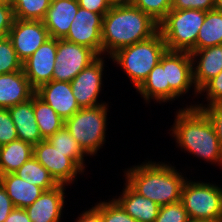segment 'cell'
Listing matches in <instances>:
<instances>
[{"instance_id": "obj_17", "label": "cell", "mask_w": 222, "mask_h": 222, "mask_svg": "<svg viewBox=\"0 0 222 222\" xmlns=\"http://www.w3.org/2000/svg\"><path fill=\"white\" fill-rule=\"evenodd\" d=\"M79 9L77 0H51L43 20L50 38L63 39Z\"/></svg>"}, {"instance_id": "obj_3", "label": "cell", "mask_w": 222, "mask_h": 222, "mask_svg": "<svg viewBox=\"0 0 222 222\" xmlns=\"http://www.w3.org/2000/svg\"><path fill=\"white\" fill-rule=\"evenodd\" d=\"M125 172L126 182L137 193L159 206L181 201L182 187L186 179L175 167L163 162L158 164L148 161Z\"/></svg>"}, {"instance_id": "obj_20", "label": "cell", "mask_w": 222, "mask_h": 222, "mask_svg": "<svg viewBox=\"0 0 222 222\" xmlns=\"http://www.w3.org/2000/svg\"><path fill=\"white\" fill-rule=\"evenodd\" d=\"M8 110L17 130L18 139L33 146L44 140L34 114V95L25 102L9 107Z\"/></svg>"}, {"instance_id": "obj_42", "label": "cell", "mask_w": 222, "mask_h": 222, "mask_svg": "<svg viewBox=\"0 0 222 222\" xmlns=\"http://www.w3.org/2000/svg\"><path fill=\"white\" fill-rule=\"evenodd\" d=\"M76 222H102L101 214L92 207L78 217Z\"/></svg>"}, {"instance_id": "obj_36", "label": "cell", "mask_w": 222, "mask_h": 222, "mask_svg": "<svg viewBox=\"0 0 222 222\" xmlns=\"http://www.w3.org/2000/svg\"><path fill=\"white\" fill-rule=\"evenodd\" d=\"M206 92L208 105L222 101V71L214 78L209 80L200 90L199 93Z\"/></svg>"}, {"instance_id": "obj_39", "label": "cell", "mask_w": 222, "mask_h": 222, "mask_svg": "<svg viewBox=\"0 0 222 222\" xmlns=\"http://www.w3.org/2000/svg\"><path fill=\"white\" fill-rule=\"evenodd\" d=\"M79 7L104 16L112 7L108 0H77Z\"/></svg>"}, {"instance_id": "obj_6", "label": "cell", "mask_w": 222, "mask_h": 222, "mask_svg": "<svg viewBox=\"0 0 222 222\" xmlns=\"http://www.w3.org/2000/svg\"><path fill=\"white\" fill-rule=\"evenodd\" d=\"M107 104L80 108L65 120V127L86 154L95 155L105 140Z\"/></svg>"}, {"instance_id": "obj_29", "label": "cell", "mask_w": 222, "mask_h": 222, "mask_svg": "<svg viewBox=\"0 0 222 222\" xmlns=\"http://www.w3.org/2000/svg\"><path fill=\"white\" fill-rule=\"evenodd\" d=\"M51 0H12L14 17L19 20L43 21Z\"/></svg>"}, {"instance_id": "obj_38", "label": "cell", "mask_w": 222, "mask_h": 222, "mask_svg": "<svg viewBox=\"0 0 222 222\" xmlns=\"http://www.w3.org/2000/svg\"><path fill=\"white\" fill-rule=\"evenodd\" d=\"M15 20L11 4H0V38L8 36Z\"/></svg>"}, {"instance_id": "obj_9", "label": "cell", "mask_w": 222, "mask_h": 222, "mask_svg": "<svg viewBox=\"0 0 222 222\" xmlns=\"http://www.w3.org/2000/svg\"><path fill=\"white\" fill-rule=\"evenodd\" d=\"M33 157L42 164L58 184H71L77 173L83 170L67 156L55 148L48 140L33 146Z\"/></svg>"}, {"instance_id": "obj_30", "label": "cell", "mask_w": 222, "mask_h": 222, "mask_svg": "<svg viewBox=\"0 0 222 222\" xmlns=\"http://www.w3.org/2000/svg\"><path fill=\"white\" fill-rule=\"evenodd\" d=\"M22 70V62L7 37L0 38V74H7Z\"/></svg>"}, {"instance_id": "obj_22", "label": "cell", "mask_w": 222, "mask_h": 222, "mask_svg": "<svg viewBox=\"0 0 222 222\" xmlns=\"http://www.w3.org/2000/svg\"><path fill=\"white\" fill-rule=\"evenodd\" d=\"M0 183L17 208H26L44 192L41 187L26 182L15 173L0 175Z\"/></svg>"}, {"instance_id": "obj_46", "label": "cell", "mask_w": 222, "mask_h": 222, "mask_svg": "<svg viewBox=\"0 0 222 222\" xmlns=\"http://www.w3.org/2000/svg\"><path fill=\"white\" fill-rule=\"evenodd\" d=\"M108 2L113 5H120V0H108Z\"/></svg>"}, {"instance_id": "obj_4", "label": "cell", "mask_w": 222, "mask_h": 222, "mask_svg": "<svg viewBox=\"0 0 222 222\" xmlns=\"http://www.w3.org/2000/svg\"><path fill=\"white\" fill-rule=\"evenodd\" d=\"M166 44L158 31L151 38L123 47L109 58L117 62L137 89L166 52Z\"/></svg>"}, {"instance_id": "obj_37", "label": "cell", "mask_w": 222, "mask_h": 222, "mask_svg": "<svg viewBox=\"0 0 222 222\" xmlns=\"http://www.w3.org/2000/svg\"><path fill=\"white\" fill-rule=\"evenodd\" d=\"M185 9L212 10L214 9V0H172L171 10Z\"/></svg>"}, {"instance_id": "obj_34", "label": "cell", "mask_w": 222, "mask_h": 222, "mask_svg": "<svg viewBox=\"0 0 222 222\" xmlns=\"http://www.w3.org/2000/svg\"><path fill=\"white\" fill-rule=\"evenodd\" d=\"M17 139V130L8 108H0V144L5 145Z\"/></svg>"}, {"instance_id": "obj_2", "label": "cell", "mask_w": 222, "mask_h": 222, "mask_svg": "<svg viewBox=\"0 0 222 222\" xmlns=\"http://www.w3.org/2000/svg\"><path fill=\"white\" fill-rule=\"evenodd\" d=\"M179 146L211 163L222 166V146L207 115L193 105L179 110L172 128Z\"/></svg>"}, {"instance_id": "obj_5", "label": "cell", "mask_w": 222, "mask_h": 222, "mask_svg": "<svg viewBox=\"0 0 222 222\" xmlns=\"http://www.w3.org/2000/svg\"><path fill=\"white\" fill-rule=\"evenodd\" d=\"M207 11L199 9L170 10L158 24L169 51L191 52Z\"/></svg>"}, {"instance_id": "obj_11", "label": "cell", "mask_w": 222, "mask_h": 222, "mask_svg": "<svg viewBox=\"0 0 222 222\" xmlns=\"http://www.w3.org/2000/svg\"><path fill=\"white\" fill-rule=\"evenodd\" d=\"M103 16L79 7L68 34L63 38L69 42L84 45L102 54Z\"/></svg>"}, {"instance_id": "obj_32", "label": "cell", "mask_w": 222, "mask_h": 222, "mask_svg": "<svg viewBox=\"0 0 222 222\" xmlns=\"http://www.w3.org/2000/svg\"><path fill=\"white\" fill-rule=\"evenodd\" d=\"M133 6L148 14L159 24L171 10L172 0H137Z\"/></svg>"}, {"instance_id": "obj_19", "label": "cell", "mask_w": 222, "mask_h": 222, "mask_svg": "<svg viewBox=\"0 0 222 222\" xmlns=\"http://www.w3.org/2000/svg\"><path fill=\"white\" fill-rule=\"evenodd\" d=\"M36 90L23 70L0 74V108H9L32 98Z\"/></svg>"}, {"instance_id": "obj_35", "label": "cell", "mask_w": 222, "mask_h": 222, "mask_svg": "<svg viewBox=\"0 0 222 222\" xmlns=\"http://www.w3.org/2000/svg\"><path fill=\"white\" fill-rule=\"evenodd\" d=\"M194 107L201 109L207 115L222 146V101L208 106L197 104Z\"/></svg>"}, {"instance_id": "obj_40", "label": "cell", "mask_w": 222, "mask_h": 222, "mask_svg": "<svg viewBox=\"0 0 222 222\" xmlns=\"http://www.w3.org/2000/svg\"><path fill=\"white\" fill-rule=\"evenodd\" d=\"M14 208L15 207L6 193L5 188L0 183V222H5L8 215Z\"/></svg>"}, {"instance_id": "obj_45", "label": "cell", "mask_w": 222, "mask_h": 222, "mask_svg": "<svg viewBox=\"0 0 222 222\" xmlns=\"http://www.w3.org/2000/svg\"><path fill=\"white\" fill-rule=\"evenodd\" d=\"M188 222H215V221L203 220V219H189Z\"/></svg>"}, {"instance_id": "obj_8", "label": "cell", "mask_w": 222, "mask_h": 222, "mask_svg": "<svg viewBox=\"0 0 222 222\" xmlns=\"http://www.w3.org/2000/svg\"><path fill=\"white\" fill-rule=\"evenodd\" d=\"M98 57L99 55L89 47L65 39H57L56 63L52 80L71 82Z\"/></svg>"}, {"instance_id": "obj_31", "label": "cell", "mask_w": 222, "mask_h": 222, "mask_svg": "<svg viewBox=\"0 0 222 222\" xmlns=\"http://www.w3.org/2000/svg\"><path fill=\"white\" fill-rule=\"evenodd\" d=\"M94 208L101 214L102 222H137L115 199L100 202Z\"/></svg>"}, {"instance_id": "obj_25", "label": "cell", "mask_w": 222, "mask_h": 222, "mask_svg": "<svg viewBox=\"0 0 222 222\" xmlns=\"http://www.w3.org/2000/svg\"><path fill=\"white\" fill-rule=\"evenodd\" d=\"M34 114L40 134L44 140L53 136L65 125V120L36 93L34 94Z\"/></svg>"}, {"instance_id": "obj_24", "label": "cell", "mask_w": 222, "mask_h": 222, "mask_svg": "<svg viewBox=\"0 0 222 222\" xmlns=\"http://www.w3.org/2000/svg\"><path fill=\"white\" fill-rule=\"evenodd\" d=\"M33 156V145L20 139L1 146L0 175L14 173Z\"/></svg>"}, {"instance_id": "obj_28", "label": "cell", "mask_w": 222, "mask_h": 222, "mask_svg": "<svg viewBox=\"0 0 222 222\" xmlns=\"http://www.w3.org/2000/svg\"><path fill=\"white\" fill-rule=\"evenodd\" d=\"M55 148L63 153H67V156L71 158L82 170H84V156L87 155L80 147L78 142L69 133L64 126L58 130L53 136L47 139Z\"/></svg>"}, {"instance_id": "obj_44", "label": "cell", "mask_w": 222, "mask_h": 222, "mask_svg": "<svg viewBox=\"0 0 222 222\" xmlns=\"http://www.w3.org/2000/svg\"><path fill=\"white\" fill-rule=\"evenodd\" d=\"M137 0H120V5H133Z\"/></svg>"}, {"instance_id": "obj_18", "label": "cell", "mask_w": 222, "mask_h": 222, "mask_svg": "<svg viewBox=\"0 0 222 222\" xmlns=\"http://www.w3.org/2000/svg\"><path fill=\"white\" fill-rule=\"evenodd\" d=\"M190 54L193 62L194 85L199 91L222 71V44L191 51ZM195 58H198L197 61ZM196 62L197 66H195Z\"/></svg>"}, {"instance_id": "obj_13", "label": "cell", "mask_w": 222, "mask_h": 222, "mask_svg": "<svg viewBox=\"0 0 222 222\" xmlns=\"http://www.w3.org/2000/svg\"><path fill=\"white\" fill-rule=\"evenodd\" d=\"M56 53L57 39L50 38L22 63V70L35 90L52 81Z\"/></svg>"}, {"instance_id": "obj_41", "label": "cell", "mask_w": 222, "mask_h": 222, "mask_svg": "<svg viewBox=\"0 0 222 222\" xmlns=\"http://www.w3.org/2000/svg\"><path fill=\"white\" fill-rule=\"evenodd\" d=\"M5 222H31L25 208L15 207L8 215Z\"/></svg>"}, {"instance_id": "obj_23", "label": "cell", "mask_w": 222, "mask_h": 222, "mask_svg": "<svg viewBox=\"0 0 222 222\" xmlns=\"http://www.w3.org/2000/svg\"><path fill=\"white\" fill-rule=\"evenodd\" d=\"M137 91L142 95L144 100L150 101L155 99L157 102L172 101L178 96L170 89V86H165V69H163V55L157 65L150 71L147 78L137 88Z\"/></svg>"}, {"instance_id": "obj_21", "label": "cell", "mask_w": 222, "mask_h": 222, "mask_svg": "<svg viewBox=\"0 0 222 222\" xmlns=\"http://www.w3.org/2000/svg\"><path fill=\"white\" fill-rule=\"evenodd\" d=\"M137 222H154L160 206L137 193L127 182L121 197L115 199Z\"/></svg>"}, {"instance_id": "obj_16", "label": "cell", "mask_w": 222, "mask_h": 222, "mask_svg": "<svg viewBox=\"0 0 222 222\" xmlns=\"http://www.w3.org/2000/svg\"><path fill=\"white\" fill-rule=\"evenodd\" d=\"M64 186L59 184L44 191L31 205L25 208L31 222H59L64 208Z\"/></svg>"}, {"instance_id": "obj_15", "label": "cell", "mask_w": 222, "mask_h": 222, "mask_svg": "<svg viewBox=\"0 0 222 222\" xmlns=\"http://www.w3.org/2000/svg\"><path fill=\"white\" fill-rule=\"evenodd\" d=\"M36 94L63 120L70 118L80 109L72 93L70 82L52 80L36 89Z\"/></svg>"}, {"instance_id": "obj_33", "label": "cell", "mask_w": 222, "mask_h": 222, "mask_svg": "<svg viewBox=\"0 0 222 222\" xmlns=\"http://www.w3.org/2000/svg\"><path fill=\"white\" fill-rule=\"evenodd\" d=\"M189 216L181 201L160 206L154 222H188Z\"/></svg>"}, {"instance_id": "obj_27", "label": "cell", "mask_w": 222, "mask_h": 222, "mask_svg": "<svg viewBox=\"0 0 222 222\" xmlns=\"http://www.w3.org/2000/svg\"><path fill=\"white\" fill-rule=\"evenodd\" d=\"M21 179L41 187L44 191L53 189L59 184L54 180L49 171L33 156L14 172Z\"/></svg>"}, {"instance_id": "obj_10", "label": "cell", "mask_w": 222, "mask_h": 222, "mask_svg": "<svg viewBox=\"0 0 222 222\" xmlns=\"http://www.w3.org/2000/svg\"><path fill=\"white\" fill-rule=\"evenodd\" d=\"M8 38L11 40L19 60L23 63L50 39V35L43 21L15 18Z\"/></svg>"}, {"instance_id": "obj_14", "label": "cell", "mask_w": 222, "mask_h": 222, "mask_svg": "<svg viewBox=\"0 0 222 222\" xmlns=\"http://www.w3.org/2000/svg\"><path fill=\"white\" fill-rule=\"evenodd\" d=\"M103 69L104 60L99 56L70 82L72 93L80 108L106 104L97 101L102 86Z\"/></svg>"}, {"instance_id": "obj_47", "label": "cell", "mask_w": 222, "mask_h": 222, "mask_svg": "<svg viewBox=\"0 0 222 222\" xmlns=\"http://www.w3.org/2000/svg\"><path fill=\"white\" fill-rule=\"evenodd\" d=\"M0 4H12V0H0Z\"/></svg>"}, {"instance_id": "obj_26", "label": "cell", "mask_w": 222, "mask_h": 222, "mask_svg": "<svg viewBox=\"0 0 222 222\" xmlns=\"http://www.w3.org/2000/svg\"><path fill=\"white\" fill-rule=\"evenodd\" d=\"M222 44V12L208 10L192 51Z\"/></svg>"}, {"instance_id": "obj_1", "label": "cell", "mask_w": 222, "mask_h": 222, "mask_svg": "<svg viewBox=\"0 0 222 222\" xmlns=\"http://www.w3.org/2000/svg\"><path fill=\"white\" fill-rule=\"evenodd\" d=\"M159 31L158 23L133 5H113L103 16L102 54L142 42Z\"/></svg>"}, {"instance_id": "obj_12", "label": "cell", "mask_w": 222, "mask_h": 222, "mask_svg": "<svg viewBox=\"0 0 222 222\" xmlns=\"http://www.w3.org/2000/svg\"><path fill=\"white\" fill-rule=\"evenodd\" d=\"M163 69H165V86L179 97L194 86L195 94L199 91L193 80V62L189 52L169 51L163 54ZM197 92V93H196Z\"/></svg>"}, {"instance_id": "obj_43", "label": "cell", "mask_w": 222, "mask_h": 222, "mask_svg": "<svg viewBox=\"0 0 222 222\" xmlns=\"http://www.w3.org/2000/svg\"><path fill=\"white\" fill-rule=\"evenodd\" d=\"M214 9L222 12V0H214Z\"/></svg>"}, {"instance_id": "obj_7", "label": "cell", "mask_w": 222, "mask_h": 222, "mask_svg": "<svg viewBox=\"0 0 222 222\" xmlns=\"http://www.w3.org/2000/svg\"><path fill=\"white\" fill-rule=\"evenodd\" d=\"M181 202L189 219L222 222V189L218 185L186 179Z\"/></svg>"}]
</instances>
